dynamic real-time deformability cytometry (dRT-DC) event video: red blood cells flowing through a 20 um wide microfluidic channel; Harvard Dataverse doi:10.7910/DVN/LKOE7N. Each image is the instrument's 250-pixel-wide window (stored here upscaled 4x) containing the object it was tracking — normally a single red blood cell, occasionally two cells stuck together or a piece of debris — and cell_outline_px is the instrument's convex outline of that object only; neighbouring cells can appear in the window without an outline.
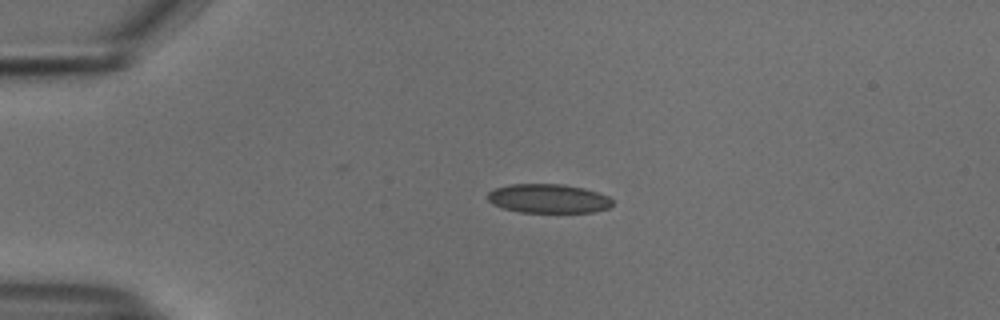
{"species": "common noctule bat (a hibernating species)", "species_latin": "Nyctalus noctula", "temperature_condition": "cold", "stored_images_in_passage": 42, "camera_frame_rate_fps": 3000, "um_per_image_px": 0.085, "animal": {"sex": "male", "body_mass_g": 18.8}, "frame": {"image": 1, "passage_image": 1, "time_ms": 0.0, "image_size_px": [1000, 320], "cell_outline_px": [[612, 204], [608, 208], [592, 212], [520, 212], [504, 208], [492, 204], [488, 200], [488, 192], [496, 188], [512, 184], [564, 184], [584, 188], [608, 196], [612, 200]], "centroid_in_image_um": [46.61, 16.87], "position_along_channel_um": 38.4, "area_um2": 20.98}}
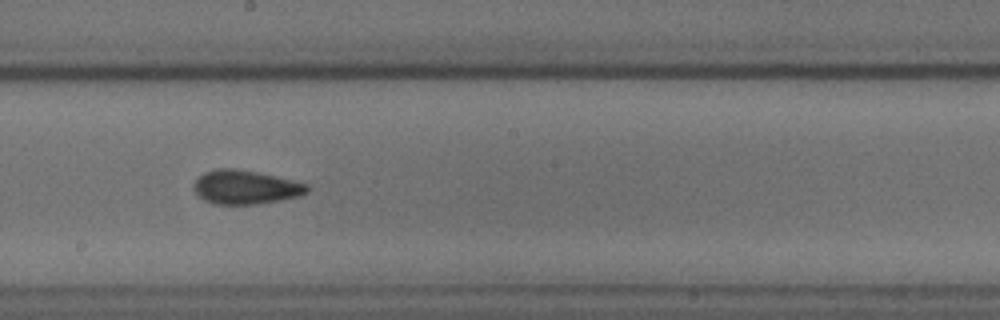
{"frame": {"image": 2, "passage_image": 19, "time_ms": 6.0, "image_size_px": [1000, 320], "cell_outline_px": [[312, 188], [308, 192], [300, 196], [280, 200], [256, 204], [212, 204], [204, 200], [196, 192], [192, 184], [204, 172], [216, 168], [232, 168], [256, 172], [308, 184]], "centroid_in_image_um": [20.87, 15.91], "position_along_channel_um": 227.3, "area_um2": 22.31}}
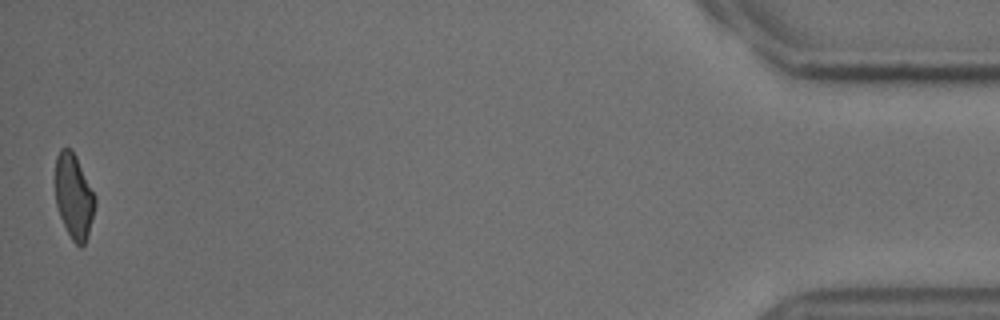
{"frame": {"image": 3, "passage_image": 42, "time_ms": 13.667, "image_size_px": [1000, 320], "cell_outline_px": [[96, 204], [88, 236], [84, 244], [80, 248], [72, 240], [60, 216], [56, 204], [56, 156], [60, 148], [72, 148], [96, 196]], "centroid_in_image_um": [6.3, 16.68], "position_along_channel_um": 428.9, "area_um2": 19.65}, "authors_computed_cell_mechanics": {"area_um2": 21.2993, "velocity_mm_per_s": 3.7608, "shape_relaxation_time_tau1_ms": 4.7303, "shape_relaxation_time_tau2_ms": 1.9489, "deformation_change_tau1": 0.1221, "deformation_change_tau2": 0.0721}}